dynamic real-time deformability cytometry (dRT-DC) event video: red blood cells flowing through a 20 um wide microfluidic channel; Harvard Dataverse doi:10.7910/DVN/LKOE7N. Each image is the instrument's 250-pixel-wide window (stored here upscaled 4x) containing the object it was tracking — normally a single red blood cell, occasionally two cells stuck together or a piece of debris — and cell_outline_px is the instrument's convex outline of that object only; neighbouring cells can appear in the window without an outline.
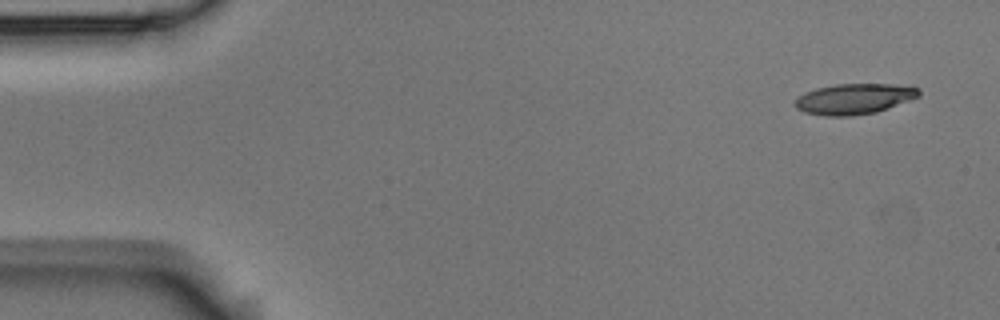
{"species": "Egyptian fruit bat (a non-hibernating species)", "species_latin": "Rousettus aegyptiacus", "temperature_condition": "room temperature", "stored_images_in_passage": 7, "camera_frame_rate_fps": 3000, "um_per_image_px": 0.085, "animal": {"sex": "male"}, "frame": {"image": 1, "passage_image": 1, "time_ms": 0.0, "image_size_px": [1000, 320], "cell_outline_px": [[920, 96], [888, 108], [876, 112], [852, 116], [824, 116], [804, 112], [796, 108], [792, 104], [804, 92], [816, 88], [836, 84], [892, 84], [920, 88]], "centroid_in_image_um": [72.58, 8.41], "position_along_channel_um": 12.4, "area_um2": 22.14}}
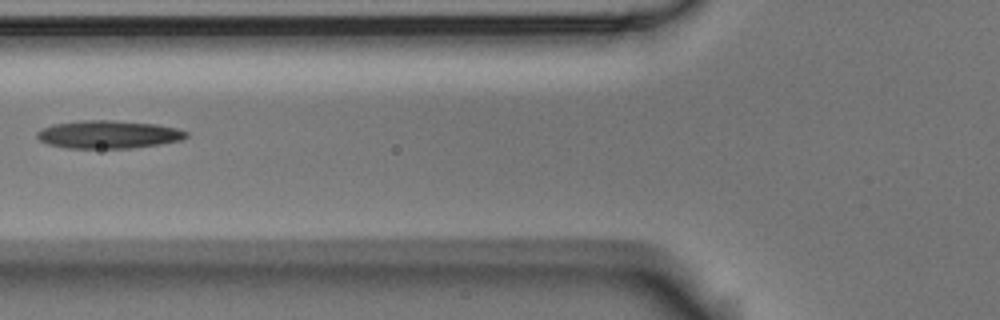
{"frame": {"image": 2, "passage_image": 6, "time_ms": 1.667, "image_size_px": [1000, 320], "cell_outline_px": [[188, 136], [180, 140], [160, 144], [132, 148], [64, 148], [48, 144], [40, 140], [36, 136], [36, 132], [52, 124], [84, 120], [112, 120], [156, 124], [176, 128], [188, 132]], "centroid_in_image_um": [9.2, 11.43], "position_along_channel_um": 116.6, "area_um2": 24.28}}
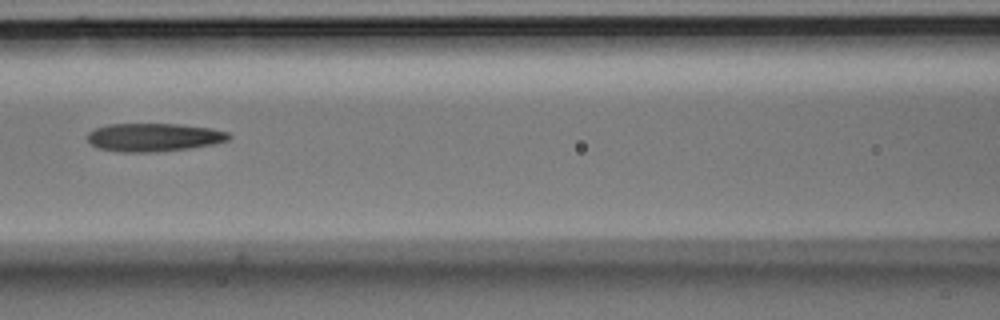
{"frame": {"image": 3, "passage_image": 7, "time_ms": 2.0, "image_size_px": [1000, 320], "cell_outline_px": [[232, 136], [228, 140], [216, 144], [188, 148], [148, 152], [120, 152], [100, 148], [92, 144], [88, 140], [88, 132], [96, 128], [108, 124], [176, 124], [212, 128], [228, 132]], "centroid_in_image_um": [13.1, 11.66], "position_along_channel_um": 153.5, "area_um2": 23.12}}